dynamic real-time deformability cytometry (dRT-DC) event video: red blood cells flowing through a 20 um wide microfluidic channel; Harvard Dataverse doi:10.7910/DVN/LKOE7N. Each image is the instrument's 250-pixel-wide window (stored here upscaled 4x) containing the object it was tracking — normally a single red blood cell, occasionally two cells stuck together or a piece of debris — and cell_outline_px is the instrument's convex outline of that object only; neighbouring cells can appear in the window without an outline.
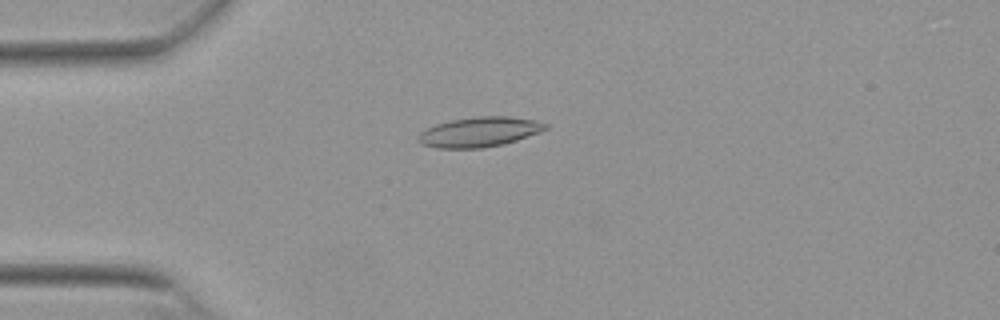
{"species": "Egyptian fruit bat (a non-hibernating species)", "species_latin": "Rousettus aegyptiacus", "temperature_condition": "warm", "stored_images_in_passage": 46, "camera_frame_rate_fps": 3000, "um_per_image_px": 0.085, "animal": {"sex": "female"}, "frame": {"image": 1, "passage_image": 7, "time_ms": 2.0, "image_size_px": [1000, 320], "cell_outline_px": [[548, 128], [540, 132], [504, 144], [480, 148], [436, 148], [420, 144], [416, 140], [416, 136], [420, 132], [436, 124], [452, 120], [476, 116], [508, 116], [536, 120], [548, 124]], "centroid_in_image_um": [40.72, 11.22], "position_along_channel_um": 44.3, "area_um2": 22.25}}
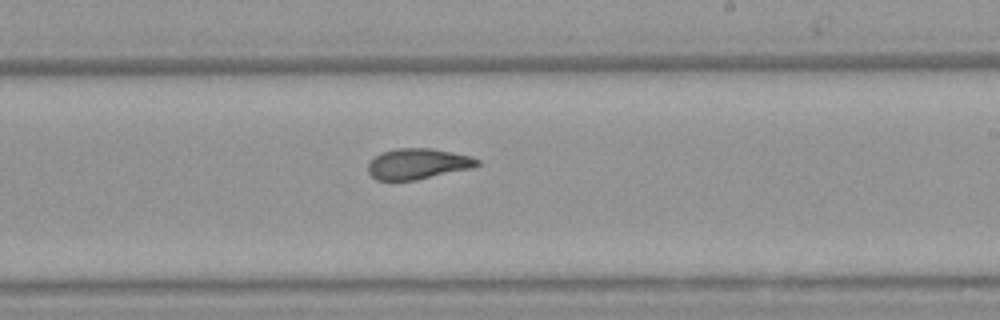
{"frame": {"image": 2, "passage_image": 25, "time_ms": 8.0, "image_size_px": [1000, 320], "cell_outline_px": [[480, 164], [472, 168], [416, 180], [376, 180], [368, 172], [368, 164], [380, 152], [396, 148], [432, 148], [472, 156], [480, 160]], "centroid_in_image_um": [35.53, 13.92], "position_along_channel_um": 253.5, "area_um2": 19.59}}
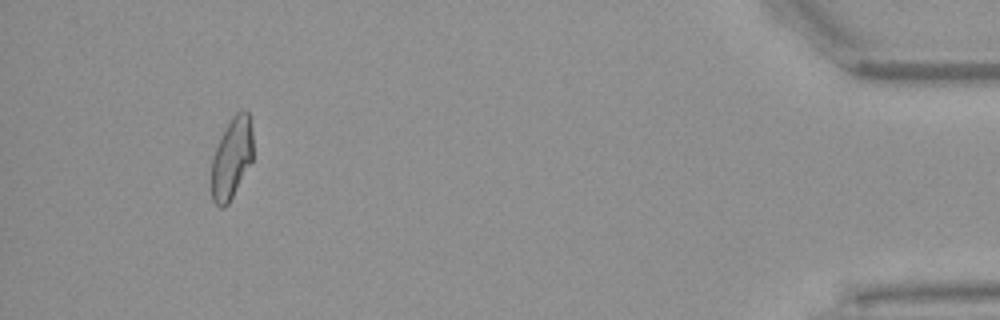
{"frame": {"image": 3, "passage_image": 43, "time_ms": 14.0, "image_size_px": [1000, 320], "cell_outline_px": [[252, 160], [228, 204], [224, 208], [220, 208], [212, 200], [212, 160], [220, 136], [232, 116], [240, 108], [244, 108], [248, 112], [252, 132]], "centroid_in_image_um": [19.69, 13.41], "position_along_channel_um": 415.5, "area_um2": 19.54}, "authors_computed_cell_mechanics": {"area_um2": 20.4034, "velocity_mm_per_s": 3.8496, "shape_relaxation_time_tau1_ms": 7.1606, "shape_relaxation_time_tau2_ms": 1.7984, "deformation_change_tau1": 0.229, "deformation_change_tau2": 0.0914}}